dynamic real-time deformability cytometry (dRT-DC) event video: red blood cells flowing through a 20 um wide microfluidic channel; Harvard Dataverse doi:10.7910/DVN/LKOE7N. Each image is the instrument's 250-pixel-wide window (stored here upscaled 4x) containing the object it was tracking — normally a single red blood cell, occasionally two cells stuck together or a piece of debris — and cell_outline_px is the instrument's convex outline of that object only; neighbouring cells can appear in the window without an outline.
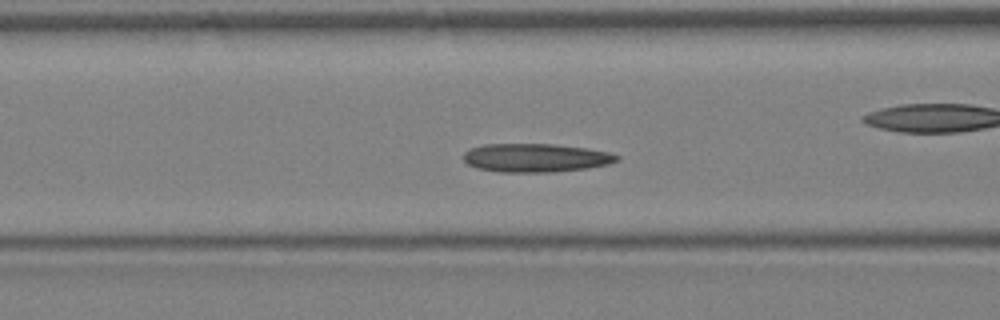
{"species": "Egyptian fruit bat (a non-hibernating species)", "species_latin": "Rousettus aegyptiacus", "temperature_condition": "warm", "stored_images_in_passage": 14, "camera_frame_rate_fps": 3000, "um_per_image_px": 0.085, "animal": {"sex": "female"}, "frame": {"image": 1, "passage_image": 12, "time_ms": 3.667, "image_size_px": [1000, 320], "cell_outline_px": [[620, 160], [608, 164], [588, 168], [556, 172], [496, 172], [476, 168], [468, 164], [464, 160], [464, 152], [472, 148], [484, 144], [556, 144], [588, 148], [608, 152], [620, 156]], "centroid_in_image_um": [45.55, 13.42], "position_along_channel_um": 121.0, "area_um2": 25.72}}